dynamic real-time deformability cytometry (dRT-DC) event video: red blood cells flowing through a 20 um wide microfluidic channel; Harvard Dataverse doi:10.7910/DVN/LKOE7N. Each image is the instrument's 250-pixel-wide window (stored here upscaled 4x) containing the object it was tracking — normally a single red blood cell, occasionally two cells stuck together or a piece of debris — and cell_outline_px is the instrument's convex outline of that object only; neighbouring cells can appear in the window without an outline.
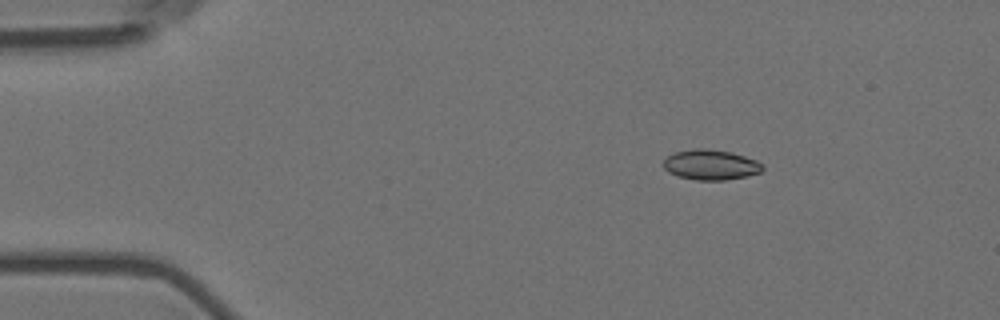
{"species": "Egyptian fruit bat (a non-hibernating species)", "species_latin": "Rousettus aegyptiacus", "temperature_condition": "room temperature", "stored_images_in_passage": 49, "camera_frame_rate_fps": 3000, "um_per_image_px": 0.085, "animal": {"sex": "female"}, "frame": {"image": 1, "passage_image": 1, "time_ms": 0.0, "image_size_px": [1000, 320], "cell_outline_px": [[764, 168], [760, 172], [748, 176], [724, 180], [696, 180], [676, 176], [668, 172], [664, 168], [664, 160], [668, 156], [676, 152], [692, 148], [708, 148], [728, 152], [744, 156], [756, 160]], "centroid_in_image_um": [60.38, 14.01], "position_along_channel_um": 24.6, "area_um2": 17.4}}
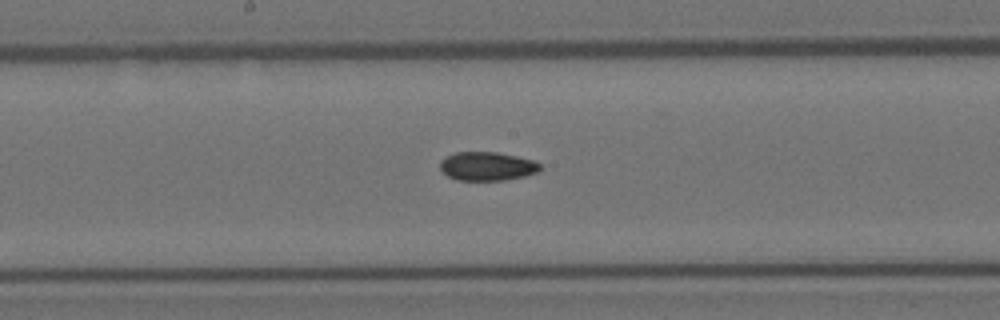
{"frame": {"image": 2, "passage_image": 22, "time_ms": 7.0, "image_size_px": [1000, 320], "cell_outline_px": [[540, 172], [524, 176], [504, 180], [456, 180], [448, 176], [440, 168], [440, 160], [456, 152], [496, 152], [516, 156], [532, 160], [540, 164]], "centroid_in_image_um": [41.41, 14.13], "position_along_channel_um": 206.8, "area_um2": 16.65}}
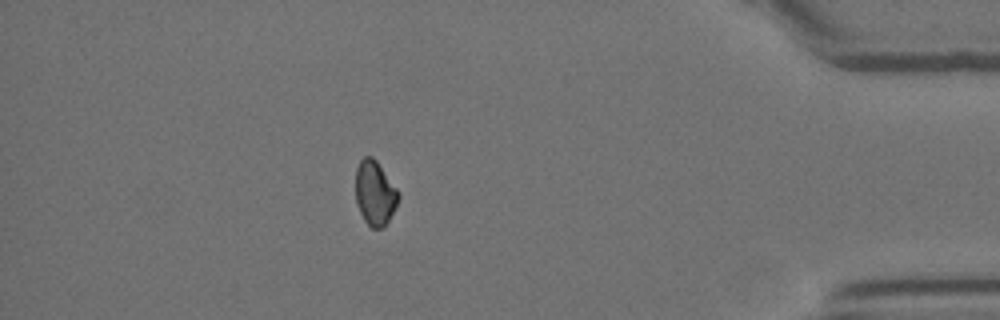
{"frame": {"image": 3, "passage_image": 42, "time_ms": 13.667, "image_size_px": [1000, 320], "cell_outline_px": [[400, 196], [384, 228], [372, 228], [364, 220], [356, 204], [356, 168], [360, 160], [364, 156], [372, 156], [376, 160], [396, 188]], "centroid_in_image_um": [31.84, 16.4], "position_along_channel_um": 403.4, "area_um2": 15.9}, "authors_computed_cell_mechanics": {"area_um2": 16.9932, "velocity_mm_per_s": 3.6098, "shape_relaxation_time_tau1_ms": null, "shape_relaxation_time_tau2_ms": 6.1744, "deformation_change_tau1": null, "deformation_change_tau2": 0.0759}}